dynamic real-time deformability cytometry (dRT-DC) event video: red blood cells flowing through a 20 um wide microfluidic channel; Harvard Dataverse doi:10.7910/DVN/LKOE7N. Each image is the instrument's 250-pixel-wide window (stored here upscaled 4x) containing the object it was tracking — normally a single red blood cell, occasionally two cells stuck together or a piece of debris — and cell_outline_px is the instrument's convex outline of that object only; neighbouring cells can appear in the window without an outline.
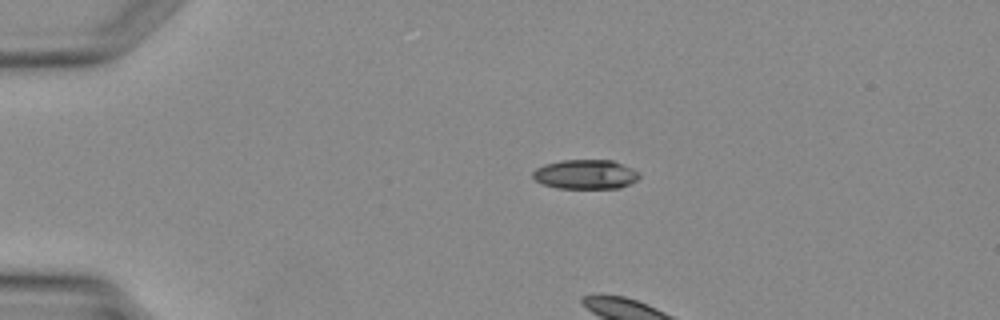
{"species": "Egyptian fruit bat (a non-hibernating species)", "species_latin": "Rousettus aegyptiacus", "temperature_condition": "warm", "stored_images_in_passage": 4, "camera_frame_rate_fps": 3000, "um_per_image_px": 0.085, "animal": {"sex": "female"}, "frame": {"image": 1, "passage_image": 2, "time_ms": 1.333, "image_size_px": [1000, 320], "cell_outline_px": [[640, 176], [636, 180], [620, 188], [556, 188], [544, 184], [536, 180], [532, 176], [532, 172], [536, 168], [544, 164], [560, 160], [612, 160], [632, 168], [640, 172]], "centroid_in_image_um": [49.76, 14.81], "position_along_channel_um": 35.2, "area_um2": 18.26}}
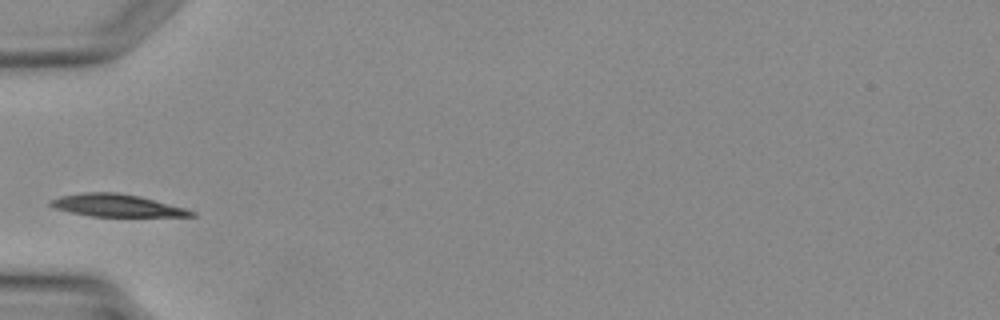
{"frame": {"image": 2, "passage_image": 4, "time_ms": 3.667, "image_size_px": [1000, 320], "cell_outline_px": [[196, 216], [92, 216], [72, 212], [56, 208], [48, 204], [48, 200], [60, 196], [80, 192], [116, 192], [140, 196], [184, 208], [196, 212]], "centroid_in_image_um": [9.88, 17.45], "position_along_channel_um": 75.1, "area_um2": 18.21}}